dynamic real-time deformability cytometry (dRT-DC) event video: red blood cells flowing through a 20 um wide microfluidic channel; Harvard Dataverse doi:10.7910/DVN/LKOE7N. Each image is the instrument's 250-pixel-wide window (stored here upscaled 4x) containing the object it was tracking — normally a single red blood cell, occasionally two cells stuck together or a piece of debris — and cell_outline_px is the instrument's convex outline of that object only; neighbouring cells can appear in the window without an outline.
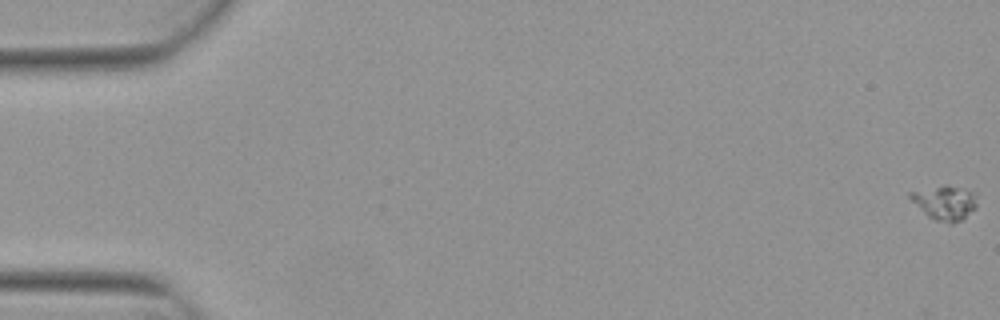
{"species": "Egyptian fruit bat (a non-hibernating species)", "species_latin": "Rousettus aegyptiacus", "temperature_condition": "warm", "stored_images_in_passage": 6, "camera_frame_rate_fps": 3000, "um_per_image_px": 0.085, "animal": {"sex": "female"}, "frame": {"image": 1, "passage_image": 1, "time_ms": 0.0, "image_size_px": [1000, 320], "cell_outline_px": [[976, 208], [960, 220], [952, 224], [948, 224], [936, 220], [928, 216], [908, 196], [908, 192], [944, 184], [948, 184], [976, 192]], "centroid_in_image_um": [80.33, 17.2], "position_along_channel_um": 4.7, "area_um2": 13.41}}
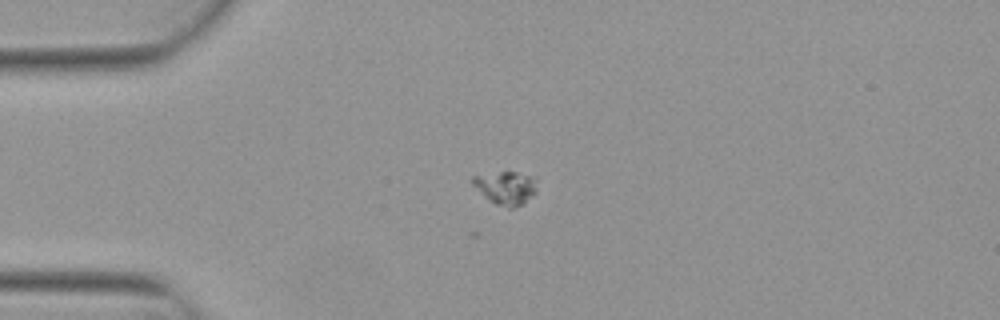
{"frame": {"image": 2, "passage_image": 5, "time_ms": 1.333, "image_size_px": [1000, 320], "cell_outline_px": [[536, 192], [524, 204], [512, 208], [508, 208], [496, 204], [484, 196], [472, 184], [472, 176], [500, 172], [516, 172], [536, 176]], "centroid_in_image_um": [43.03, 15.96], "position_along_channel_um": 42.0, "area_um2": 12.48}}